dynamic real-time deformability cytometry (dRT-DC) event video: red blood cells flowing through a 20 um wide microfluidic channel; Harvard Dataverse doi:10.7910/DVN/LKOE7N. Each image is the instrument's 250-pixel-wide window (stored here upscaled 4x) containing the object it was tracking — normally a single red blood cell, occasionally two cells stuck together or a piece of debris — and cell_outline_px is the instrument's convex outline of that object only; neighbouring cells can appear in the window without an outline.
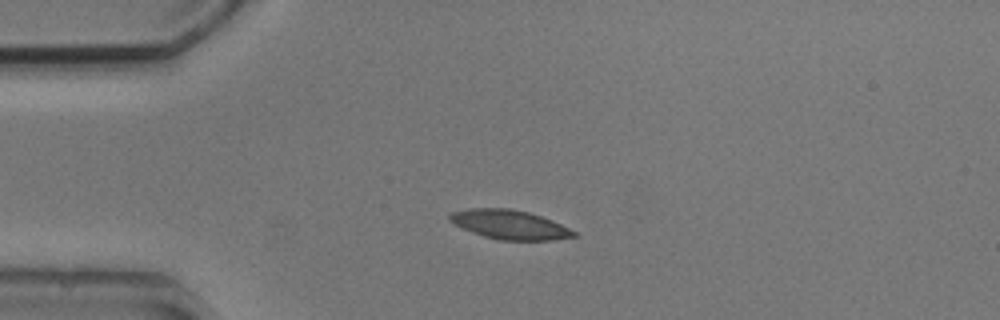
{"species": "common noctule bat (a hibernating species)", "species_latin": "Nyctalus noctula", "temperature_condition": "cold", "stored_images_in_passage": 2, "camera_frame_rate_fps": 3000, "um_per_image_px": 0.085, "animal": {"sex": "male", "body_mass_g": 20.5, "forearm_length_mm": 52.5}, "frame": {"image": 1, "passage_image": 1, "time_ms": 0.0, "image_size_px": [1000, 320], "cell_outline_px": [[580, 236], [552, 240], [496, 240], [472, 232], [448, 220], [448, 216], [452, 212], [468, 208], [508, 208], [528, 212], [552, 220], [576, 232]], "centroid_in_image_um": [43.33, 19.09], "position_along_channel_um": 41.7, "area_um2": 21.04}}